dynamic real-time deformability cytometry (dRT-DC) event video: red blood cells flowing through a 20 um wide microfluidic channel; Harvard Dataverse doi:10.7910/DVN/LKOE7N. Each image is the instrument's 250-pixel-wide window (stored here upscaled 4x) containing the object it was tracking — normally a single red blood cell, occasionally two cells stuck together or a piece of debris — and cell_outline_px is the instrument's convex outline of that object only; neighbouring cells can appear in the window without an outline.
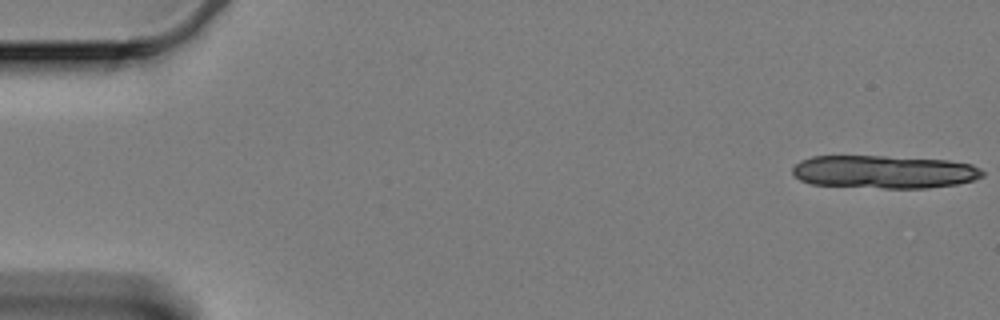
{"species": "Egyptian fruit bat (a non-hibernating species)", "species_latin": "Rousettus aegyptiacus", "temperature_condition": "cold", "stored_images_in_passage": 13, "camera_frame_rate_fps": 3000, "um_per_image_px": 0.085, "animal": {"sex": "female"}, "frame": {"image": 1, "passage_image": 1, "time_ms": 0.0, "image_size_px": [1000, 320], "cell_outline_px": [[984, 176], [972, 180], [956, 184], [928, 188], [884, 188], [812, 184], [800, 180], [792, 172], [792, 168], [800, 160], [812, 156], [888, 156], [948, 160], [972, 164], [980, 168], [984, 172]], "centroid_in_image_um": [75.16, 14.6], "position_along_channel_um": 9.8, "area_um2": 36.65}}